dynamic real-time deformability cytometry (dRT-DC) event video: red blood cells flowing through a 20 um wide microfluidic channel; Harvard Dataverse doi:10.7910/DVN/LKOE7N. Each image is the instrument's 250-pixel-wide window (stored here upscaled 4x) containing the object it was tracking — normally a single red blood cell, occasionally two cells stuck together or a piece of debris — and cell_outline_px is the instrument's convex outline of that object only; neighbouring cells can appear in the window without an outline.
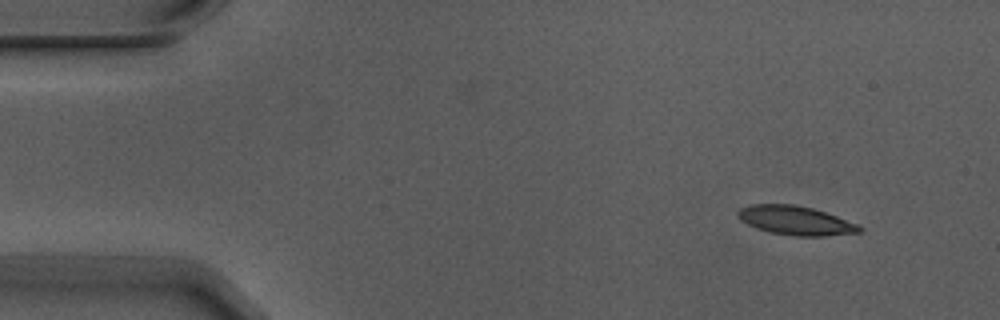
{"species": "Egyptian fruit bat (a non-hibernating species)", "species_latin": "Rousettus aegyptiacus", "temperature_condition": "warm", "stored_images_in_passage": 4, "camera_frame_rate_fps": 3000, "um_per_image_px": 0.085, "animal": {"sex": "male"}, "frame": {"image": 1, "passage_image": 1, "time_ms": 0.0, "image_size_px": [1000, 320], "cell_outline_px": [[864, 228], [860, 232], [824, 236], [796, 236], [768, 232], [756, 228], [740, 220], [736, 212], [740, 208], [752, 204], [792, 204], [812, 208], [860, 224]], "centroid_in_image_um": [67.63, 18.74], "position_along_channel_um": 17.4, "area_um2": 20.58}}
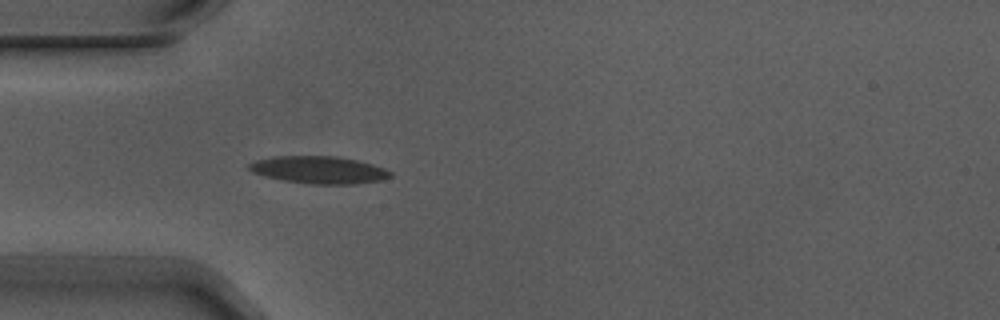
{"frame": {"image": 2, "passage_image": 4, "time_ms": 1.0, "image_size_px": [1000, 320], "cell_outline_px": [[392, 176], [384, 180], [356, 184], [308, 184], [284, 180], [264, 176], [252, 172], [248, 168], [248, 164], [256, 160], [272, 156], [340, 156], [372, 164], [384, 168], [392, 172]], "centroid_in_image_um": [27.13, 14.44], "position_along_channel_um": 57.9, "area_um2": 22.72}}